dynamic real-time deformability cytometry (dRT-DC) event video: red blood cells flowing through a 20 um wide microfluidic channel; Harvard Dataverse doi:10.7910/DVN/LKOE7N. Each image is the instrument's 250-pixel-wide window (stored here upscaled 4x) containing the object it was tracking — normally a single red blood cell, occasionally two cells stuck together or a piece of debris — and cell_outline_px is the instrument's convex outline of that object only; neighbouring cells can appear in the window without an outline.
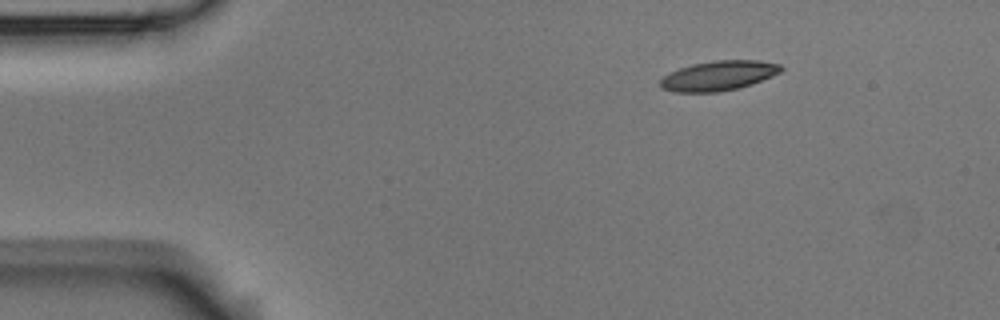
{"species": "Egyptian fruit bat (a non-hibernating species)", "species_latin": "Rousettus aegyptiacus", "temperature_condition": "room temperature", "stored_images_in_passage": 3, "camera_frame_rate_fps": 3000, "um_per_image_px": 0.085, "animal": {"sex": "male"}, "frame": {"image": 1, "passage_image": 1, "time_ms": 0.0, "image_size_px": [1000, 320], "cell_outline_px": [[784, 68], [780, 72], [772, 76], [752, 84], [736, 88], [716, 92], [672, 92], [660, 88], [660, 80], [668, 72], [692, 64], [712, 60], [760, 60], [780, 64]], "centroid_in_image_um": [61.06, 6.42], "position_along_channel_um": 23.9, "area_um2": 21.04}}